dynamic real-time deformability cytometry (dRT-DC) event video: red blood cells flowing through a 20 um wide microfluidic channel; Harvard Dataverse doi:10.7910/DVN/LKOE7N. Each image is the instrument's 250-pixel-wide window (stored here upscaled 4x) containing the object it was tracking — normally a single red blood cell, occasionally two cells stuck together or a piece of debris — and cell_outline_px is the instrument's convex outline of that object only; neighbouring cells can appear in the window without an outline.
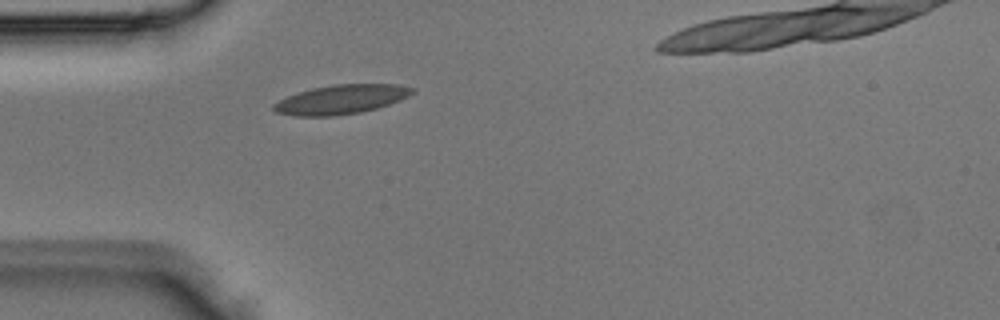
{"species": "Egyptian fruit bat (a non-hibernating species)", "species_latin": "Rousettus aegyptiacus", "temperature_condition": "room temperature", "stored_images_in_passage": 2, "camera_frame_rate_fps": 3000, "um_per_image_px": 0.085, "animal": {"sex": "male"}, "frame": {"image": 1, "passage_image": 1, "time_ms": 0.0, "image_size_px": [1000, 320], "cell_outline_px": [[416, 92], [400, 100], [376, 108], [360, 112], [332, 116], [296, 116], [276, 112], [272, 108], [272, 104], [288, 96], [312, 88], [336, 84], [400, 84], [416, 88]], "centroid_in_image_um": [29.03, 8.44], "position_along_channel_um": 56.0, "area_um2": 23.52}}